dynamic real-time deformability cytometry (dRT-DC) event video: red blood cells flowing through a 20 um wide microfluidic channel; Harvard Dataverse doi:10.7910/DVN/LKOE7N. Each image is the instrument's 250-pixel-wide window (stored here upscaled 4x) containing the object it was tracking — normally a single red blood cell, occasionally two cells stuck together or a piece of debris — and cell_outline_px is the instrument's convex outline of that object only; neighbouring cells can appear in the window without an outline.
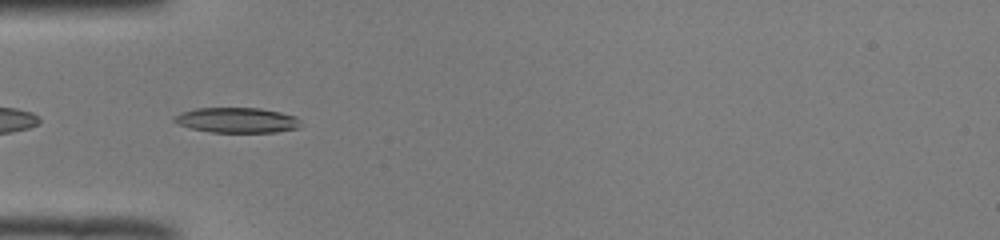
{"species": "common noctule bat (a hibernating species)", "species_latin": "Nyctalus noctula", "temperature_condition": "room temperature", "stored_images_in_passage": 34, "camera_frame_rate_fps": 3000, "um_per_image_px": 0.085, "animal": {"sex": "male", "body_mass_g": 19.0, "forearm_length_mm": 50.8}, "frame": {"image": 1, "passage_image": 2, "time_ms": 0.333, "image_size_px": [1000, 240], "cell_outline_px": [[300, 128], [276, 132], [212, 132], [192, 128], [180, 124], [172, 120], [172, 116], [180, 112], [196, 108], [260, 108], [280, 112], [296, 116], [300, 120]], "centroid_in_image_um": [20.15, 10.21], "position_along_channel_um": 64.8, "area_um2": 18.61}}
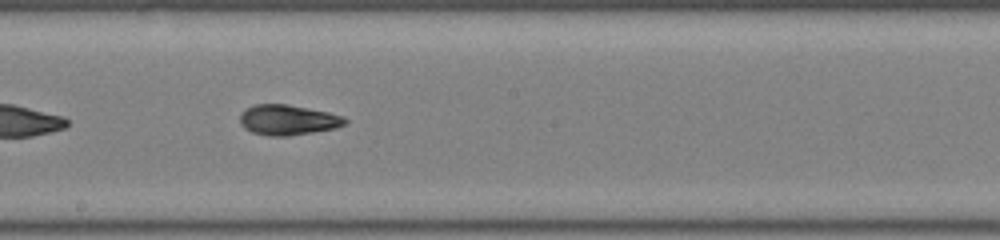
{"frame": {"image": 2, "passage_image": 14, "time_ms": 4.333, "image_size_px": [1000, 240], "cell_outline_px": [[348, 120], [344, 124], [336, 128], [288, 136], [268, 136], [252, 132], [244, 128], [240, 124], [240, 112], [256, 104], [288, 104], [328, 112], [344, 116]], "centroid_in_image_um": [24.46, 10.19], "position_along_channel_um": 223.7, "area_um2": 18.55}}
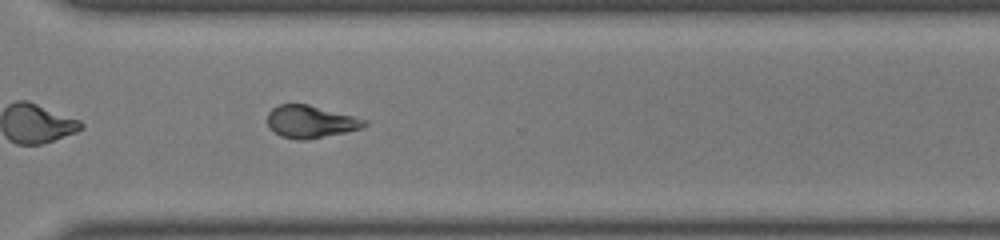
{"frame": {"image": 3, "passage_image": 23, "time_ms": 7.333, "image_size_px": [1000, 240], "cell_outline_px": [[368, 124], [360, 128], [344, 132], [308, 140], [296, 140], [280, 136], [268, 128], [268, 112], [272, 108], [280, 104], [308, 104], [352, 116], [364, 120]], "centroid_in_image_um": [26.33, 10.35], "position_along_channel_um": 344.3, "area_um2": 18.15}, "authors_computed_cell_mechanics": {"area_um2": 18.207, "velocity_mm_per_s": 4.0097, "shape_relaxation_time_tau1_ms": 6.4063, "shape_relaxation_time_tau2_ms": 2.4067, "deformation_change_tau1": 0.2212, "deformation_change_tau2": 0.0914}}